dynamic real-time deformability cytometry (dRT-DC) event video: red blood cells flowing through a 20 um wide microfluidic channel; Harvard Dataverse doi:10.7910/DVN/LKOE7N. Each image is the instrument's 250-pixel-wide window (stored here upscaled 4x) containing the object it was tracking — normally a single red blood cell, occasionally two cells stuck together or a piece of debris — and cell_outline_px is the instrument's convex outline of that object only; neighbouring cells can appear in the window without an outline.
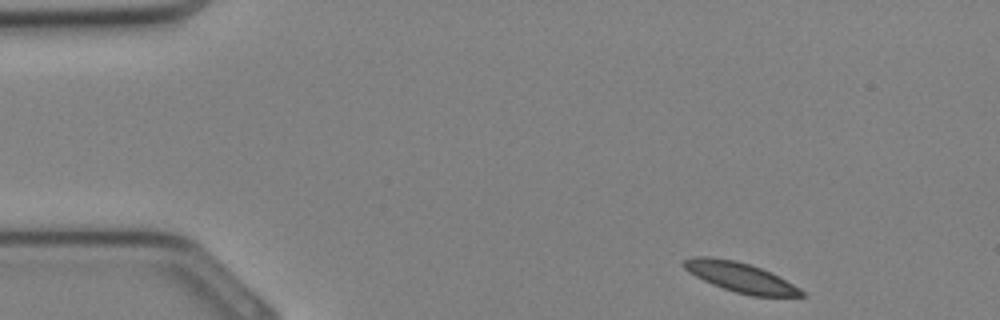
{"species": "Egyptian fruit bat (a non-hibernating species)", "species_latin": "Rousettus aegyptiacus", "temperature_condition": "cold", "stored_images_in_passage": 32, "camera_frame_rate_fps": 3000, "um_per_image_px": 0.085, "animal": {"sex": "female"}, "frame": {"image": 1, "passage_image": 1, "time_ms": 0.0, "image_size_px": [1000, 320], "cell_outline_px": [[804, 296], [752, 296], [736, 292], [712, 284], [688, 272], [680, 264], [684, 260], [692, 256], [708, 256], [736, 260], [772, 272], [800, 288], [804, 292]], "centroid_in_image_um": [62.9, 23.55], "position_along_channel_um": 22.1, "area_um2": 20.35}}
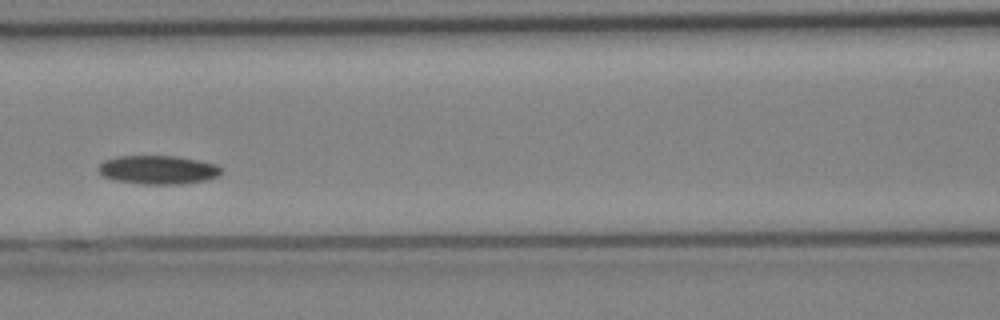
{"frame": {"image": 2, "passage_image": 12, "time_ms": 3.667, "image_size_px": [1000, 320], "cell_outline_px": [[220, 176], [208, 180], [180, 184], [144, 184], [112, 180], [100, 176], [96, 168], [104, 160], [116, 156], [176, 156], [216, 164], [220, 168]], "centroid_in_image_um": [13.37, 14.44], "position_along_channel_um": 153.2, "area_um2": 20.75}}
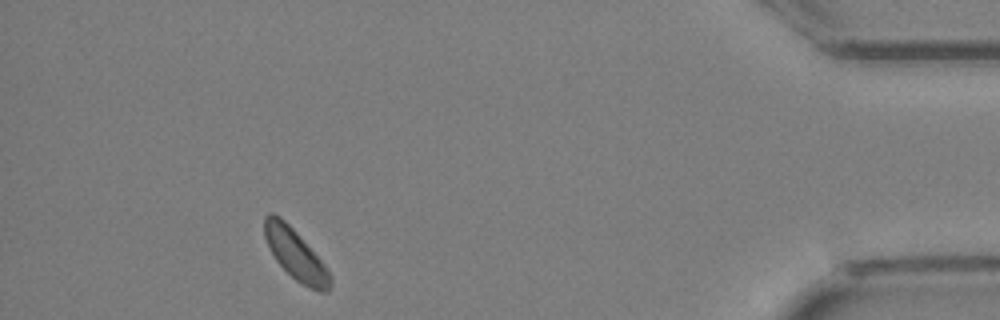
{"frame": {"image": 3, "passage_image": 28, "time_ms": 9.0, "image_size_px": [1000, 320], "cell_outline_px": [[332, 284], [328, 292], [320, 292], [296, 280], [276, 260], [264, 236], [264, 216], [268, 212], [272, 212], [280, 216], [296, 232], [328, 268], [332, 276]], "centroid_in_image_um": [25.14, 21.62], "position_along_channel_um": 410.1, "area_um2": 19.07}}